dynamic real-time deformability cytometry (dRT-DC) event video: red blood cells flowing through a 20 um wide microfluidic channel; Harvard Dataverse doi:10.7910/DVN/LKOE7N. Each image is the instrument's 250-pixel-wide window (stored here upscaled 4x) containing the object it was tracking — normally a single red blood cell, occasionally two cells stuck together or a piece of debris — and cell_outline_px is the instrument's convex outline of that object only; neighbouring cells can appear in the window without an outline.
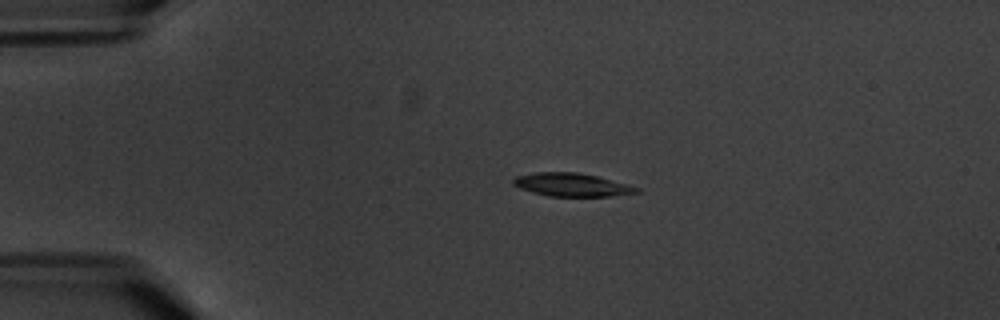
{"species": "common noctule bat (a hibernating species)", "species_latin": "Nyctalus noctula", "temperature_condition": "warm", "stored_images_in_passage": 6, "camera_frame_rate_fps": 3000, "um_per_image_px": 0.085, "animal": {"sex": "male", "body_mass_g": 20.1, "forearm_length_mm": 53.5}, "frame": {"image": 1, "passage_image": 3, "time_ms": 2.333, "image_size_px": [1000, 320], "cell_outline_px": [[640, 192], [608, 196], [548, 196], [532, 192], [520, 188], [512, 184], [512, 180], [516, 176], [536, 172], [580, 172], [596, 176], [640, 188]], "centroid_in_image_um": [48.55, 15.7], "position_along_channel_um": 36.4, "area_um2": 16.53}}
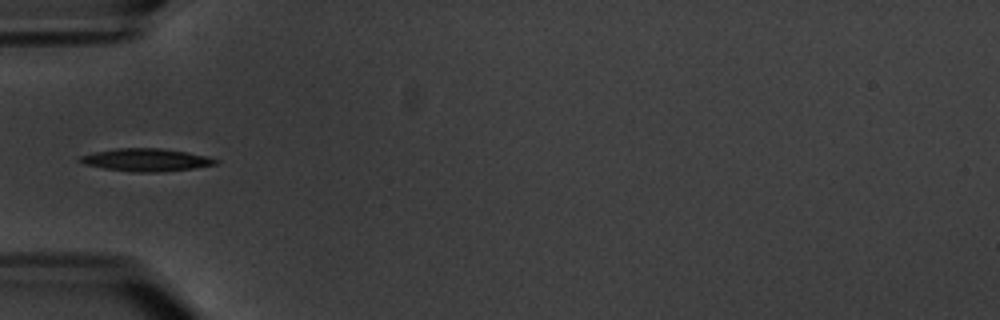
{"frame": {"image": 2, "passage_image": 5, "time_ms": 4.667, "image_size_px": [1000, 320], "cell_outline_px": [[220, 160], [216, 164], [192, 168], [156, 172], [132, 172], [104, 168], [84, 164], [76, 160], [80, 156], [96, 152], [116, 148], [160, 148], [188, 152], [208, 156]], "centroid_in_image_um": [12.42, 13.58], "position_along_channel_um": 72.6, "area_um2": 17.86}}